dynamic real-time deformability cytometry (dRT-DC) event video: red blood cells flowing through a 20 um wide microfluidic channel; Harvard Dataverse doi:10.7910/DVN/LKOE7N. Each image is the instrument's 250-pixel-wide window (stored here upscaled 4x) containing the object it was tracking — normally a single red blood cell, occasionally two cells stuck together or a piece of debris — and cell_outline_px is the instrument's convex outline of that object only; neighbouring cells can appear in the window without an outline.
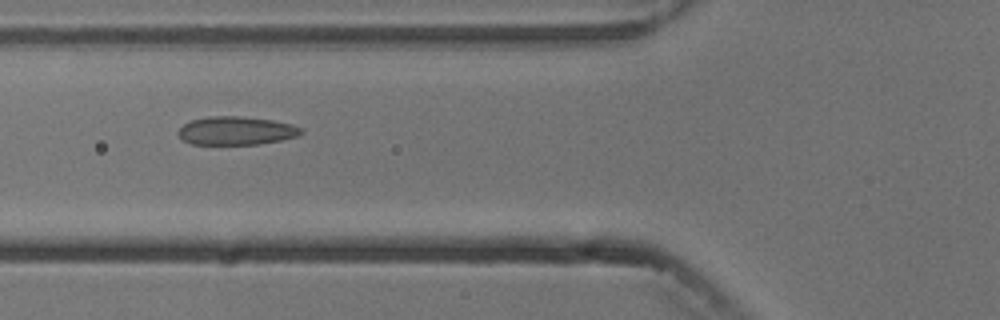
{"species": "common noctule bat (a hibernating species)", "species_latin": "Nyctalus noctula", "temperature_condition": "cold", "stored_images_in_passage": 6, "camera_frame_rate_fps": 3000, "um_per_image_px": 0.085, "animal": {"sex": "male", "body_mass_g": 13.3}, "frame": {"image": 1, "passage_image": 2, "time_ms": 1.0, "image_size_px": [1000, 320], "cell_outline_px": [[304, 132], [296, 136], [280, 140], [260, 144], [192, 144], [184, 140], [176, 132], [184, 124], [192, 120], [208, 116], [240, 116], [272, 120], [292, 124], [300, 128]], "centroid_in_image_um": [20.07, 11.11], "position_along_channel_um": 105.7, "area_um2": 20.17}}
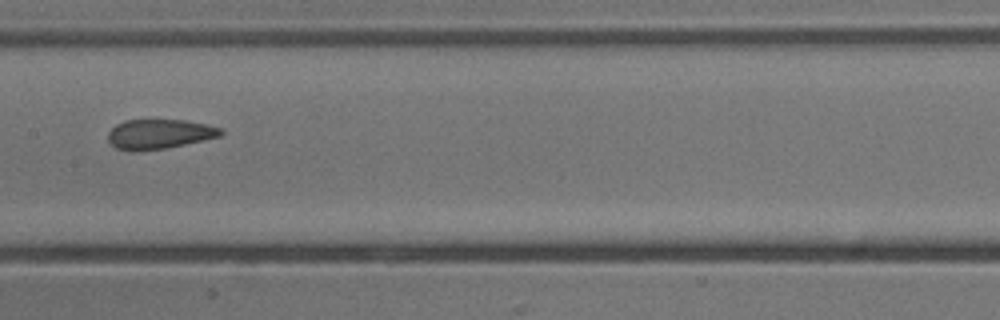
{"frame": {"image": 2, "passage_image": 4, "time_ms": 3.333, "image_size_px": [1000, 320], "cell_outline_px": [[224, 132], [220, 136], [168, 148], [116, 148], [108, 140], [108, 132], [116, 124], [124, 120], [184, 120], [224, 128]], "centroid_in_image_um": [13.6, 11.35], "position_along_channel_um": 193.8, "area_um2": 18.84}}
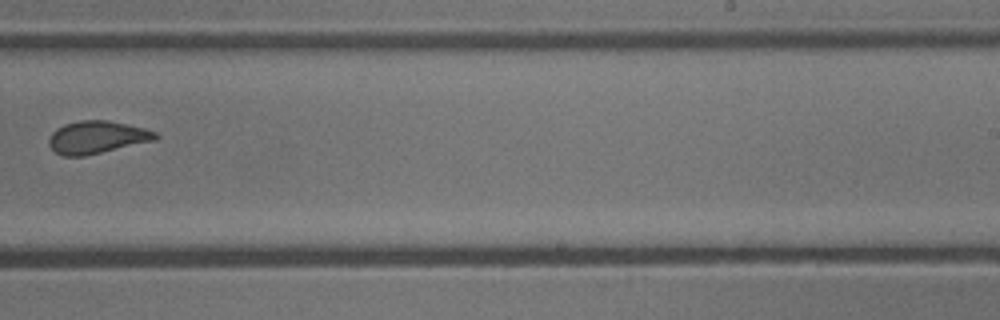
{"frame": {"image": 3, "passage_image": 6, "time_ms": 5.667, "image_size_px": [1000, 320], "cell_outline_px": [[160, 136], [156, 140], [84, 156], [64, 156], [56, 152], [48, 144], [48, 140], [52, 132], [56, 128], [64, 124], [80, 120], [108, 120], [144, 128], [156, 132]], "centroid_in_image_um": [8.24, 11.66], "position_along_channel_um": 280.8, "area_um2": 20.23}}